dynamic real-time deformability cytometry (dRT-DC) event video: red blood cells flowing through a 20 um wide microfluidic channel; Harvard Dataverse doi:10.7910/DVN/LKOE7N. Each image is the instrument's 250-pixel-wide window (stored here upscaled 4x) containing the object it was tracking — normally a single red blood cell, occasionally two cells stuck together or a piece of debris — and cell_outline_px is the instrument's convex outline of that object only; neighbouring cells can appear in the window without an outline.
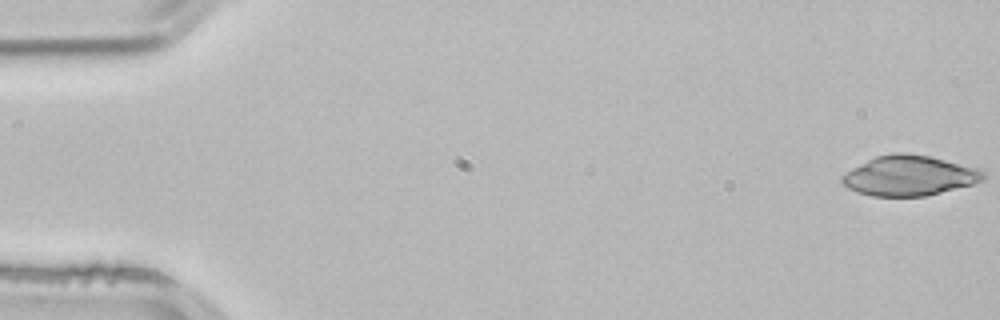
{"species": "common noctule bat (a hibernating species)", "species_latin": "Nyctalus noctula", "temperature_condition": "room temperature", "stored_images_in_passage": 3, "camera_frame_rate_fps": 3000, "um_per_image_px": 0.085, "animal": {"sex": "male", "body_mass_g": 21.5, "forearm_length_mm": 52.0}, "frame": {"image": 1, "passage_image": 1, "time_ms": 0.0, "image_size_px": [1000, 320], "cell_outline_px": [[984, 180], [972, 184], [924, 196], [872, 196], [848, 188], [840, 180], [840, 176], [852, 168], [876, 156], [892, 152], [904, 152], [928, 156], [976, 168], [984, 172]], "centroid_in_image_um": [77.25, 14.92], "position_along_channel_um": 7.8, "area_um2": 32.54}}